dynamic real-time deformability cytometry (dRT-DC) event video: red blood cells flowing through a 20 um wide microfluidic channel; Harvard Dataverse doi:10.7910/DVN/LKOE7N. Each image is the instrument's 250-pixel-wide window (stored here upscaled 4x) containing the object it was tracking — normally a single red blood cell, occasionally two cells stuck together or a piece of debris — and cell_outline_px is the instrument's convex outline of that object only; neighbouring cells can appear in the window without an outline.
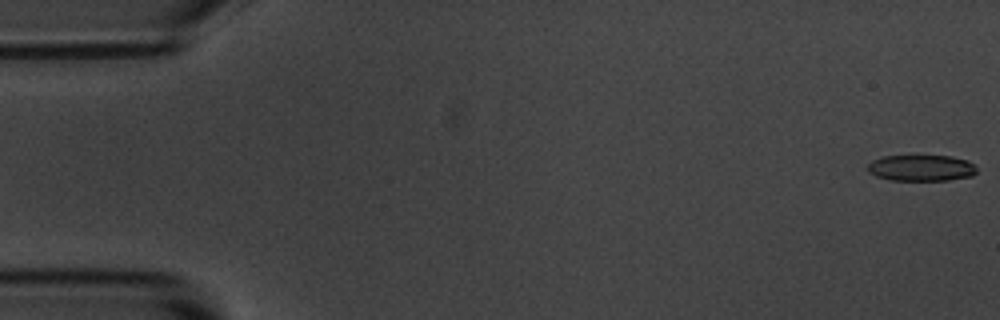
{"species": "common noctule bat (a hibernating species)", "species_latin": "Nyctalus noctula", "temperature_condition": "room temperature", "stored_images_in_passage": 55, "camera_frame_rate_fps": 3000, "um_per_image_px": 0.085, "animal": {"sex": "male", "body_mass_g": 20.1, "forearm_length_mm": 53.5}, "frame": {"image": 1, "passage_image": 1, "time_ms": 0.0, "image_size_px": [1000, 320], "cell_outline_px": [[976, 172], [972, 176], [948, 180], [892, 180], [876, 176], [868, 172], [868, 164], [872, 160], [884, 156], [952, 156], [968, 160], [976, 168]], "centroid_in_image_um": [78.31, 14.27], "position_along_channel_um": 6.7, "area_um2": 16.59}}
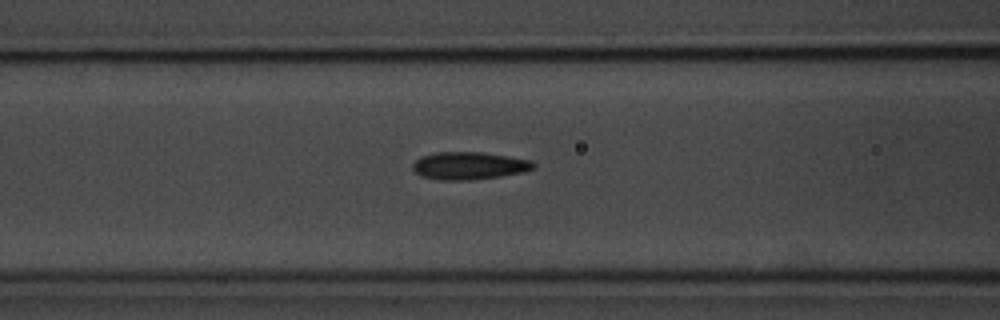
{"frame": {"image": 2, "passage_image": 22, "time_ms": 7.0, "image_size_px": [1000, 320], "cell_outline_px": [[536, 164], [532, 168], [524, 172], [500, 176], [472, 180], [440, 180], [420, 176], [412, 168], [412, 164], [420, 156], [436, 152], [484, 152], [532, 160]], "centroid_in_image_um": [39.86, 14.08], "position_along_channel_um": 126.7, "area_um2": 19.54}}
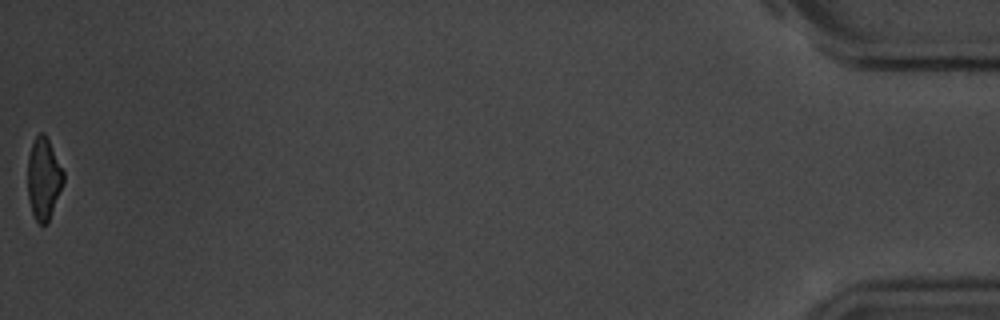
{"frame": {"image": 3, "passage_image": 55, "time_ms": 18.0, "image_size_px": [1000, 320], "cell_outline_px": [[64, 180], [48, 224], [40, 224], [36, 220], [32, 212], [28, 200], [28, 156], [32, 144], [36, 136], [40, 132], [44, 132], [64, 172]], "centroid_in_image_um": [3.7, 15.2], "position_along_channel_um": 431.5, "area_um2": 16.88}, "authors_computed_cell_mechanics": {"area_um2": 18.8428, "velocity_mm_per_s": 3.6835, "shape_relaxation_time_tau1_ms": 3.159, "shape_relaxation_time_tau2_ms": 2.2148, "deformation_change_tau1": 0.1294, "deformation_change_tau2": 0.1035}}